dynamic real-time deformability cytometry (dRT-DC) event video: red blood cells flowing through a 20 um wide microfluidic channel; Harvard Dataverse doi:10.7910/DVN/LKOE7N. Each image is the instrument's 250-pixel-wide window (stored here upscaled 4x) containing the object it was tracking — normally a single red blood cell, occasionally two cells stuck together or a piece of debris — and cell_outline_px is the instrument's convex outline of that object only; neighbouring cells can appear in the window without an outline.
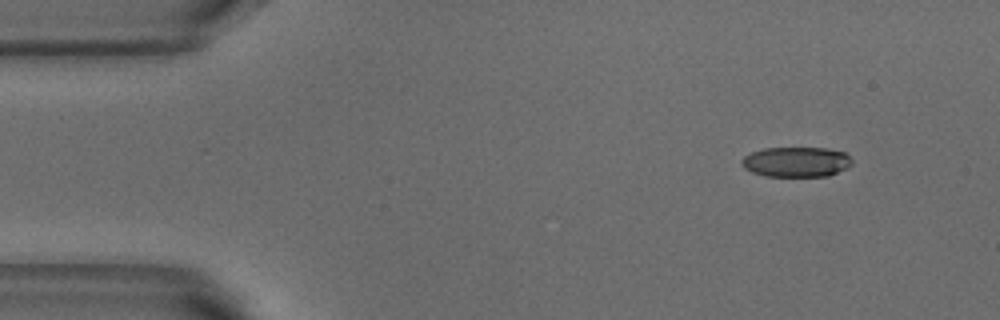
{"species": "common noctule bat (a hibernating species)", "species_latin": "Nyctalus noctula", "temperature_condition": "warm", "stored_images_in_passage": 6, "camera_frame_rate_fps": 3000, "um_per_image_px": 0.085, "animal": {"sex": "male", "body_mass_g": 18.8}, "frame": {"image": 1, "passage_image": 1, "time_ms": 0.0, "image_size_px": [1000, 320], "cell_outline_px": [[852, 164], [828, 176], [764, 176], [752, 172], [744, 168], [740, 164], [740, 160], [744, 156], [752, 152], [764, 148], [824, 148], [844, 152], [852, 160]], "centroid_in_image_um": [67.63, 13.76], "position_along_channel_um": 17.4, "area_um2": 19.25}}
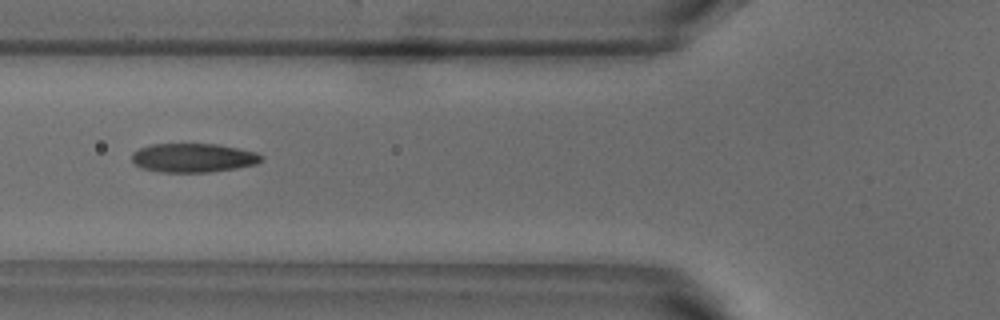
{"frame": {"image": 2, "passage_image": 5, "time_ms": 1.333, "image_size_px": [1000, 320], "cell_outline_px": [[264, 156], [256, 164], [236, 168], [208, 172], [160, 172], [140, 168], [132, 160], [132, 152], [140, 148], [152, 144], [216, 144], [256, 152]], "centroid_in_image_um": [16.4, 13.41], "position_along_channel_um": 109.4, "area_um2": 21.73}}